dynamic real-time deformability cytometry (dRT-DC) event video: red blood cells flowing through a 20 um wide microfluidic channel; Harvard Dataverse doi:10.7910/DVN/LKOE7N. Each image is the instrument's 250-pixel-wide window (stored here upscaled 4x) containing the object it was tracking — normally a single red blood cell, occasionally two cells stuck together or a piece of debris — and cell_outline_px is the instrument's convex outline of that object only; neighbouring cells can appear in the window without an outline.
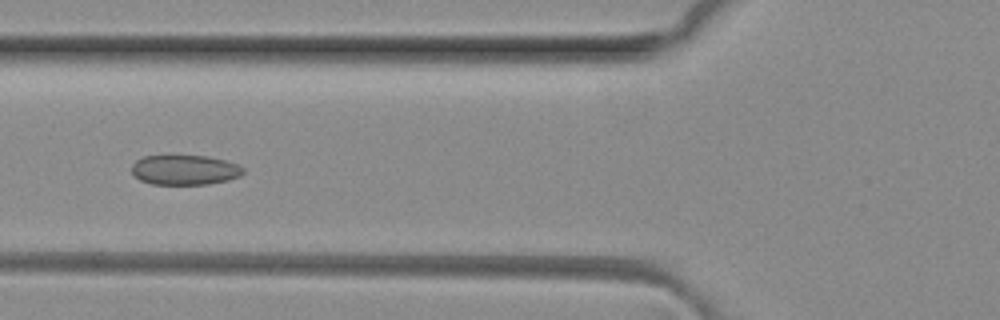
{"species": "common noctule bat (a hibernating species)", "species_latin": "Nyctalus noctula", "temperature_condition": "room temperature", "stored_images_in_passage": 6, "camera_frame_rate_fps": 3000, "um_per_image_px": 0.085, "animal": {"sex": "female", "body_mass_g": 29.2, "forearm_length_mm": 56.3}, "frame": {"image": 1, "passage_image": 6, "time_ms": 1.667, "image_size_px": [1000, 320], "cell_outline_px": [[244, 172], [240, 176], [228, 180], [208, 184], [152, 184], [140, 180], [132, 172], [132, 164], [136, 160], [144, 156], [208, 156], [240, 164], [244, 168]], "centroid_in_image_um": [15.73, 14.44], "position_along_channel_um": 110.1, "area_um2": 19.42}}